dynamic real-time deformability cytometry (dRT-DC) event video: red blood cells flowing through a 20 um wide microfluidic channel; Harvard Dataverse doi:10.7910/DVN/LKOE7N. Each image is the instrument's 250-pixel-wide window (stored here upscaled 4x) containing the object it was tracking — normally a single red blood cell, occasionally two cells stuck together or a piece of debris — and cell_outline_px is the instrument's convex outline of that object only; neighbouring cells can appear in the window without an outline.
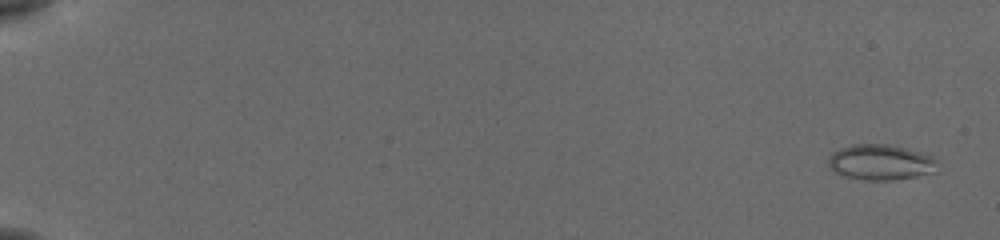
{"species": "common noctule bat (a hibernating species)", "species_latin": "Nyctalus noctula", "temperature_condition": "cold", "stored_images_in_passage": 57, "camera_frame_rate_fps": 3000, "um_per_image_px": 0.085, "animal": {"sex": "female", "body_mass_g": 19.5, "forearm_length_mm": 54.1}, "frame": {"image": 1, "passage_image": 3, "time_ms": 0.667, "image_size_px": [1000, 240], "cell_outline_px": [[936, 160], [932, 172], [916, 176], [892, 180], [864, 180], [844, 176], [836, 172], [828, 164], [828, 160], [840, 148], [852, 144], [888, 144], [920, 152], [932, 156]], "centroid_in_image_um": [74.83, 13.79], "position_along_channel_um": 10.2, "area_um2": 22.08}}
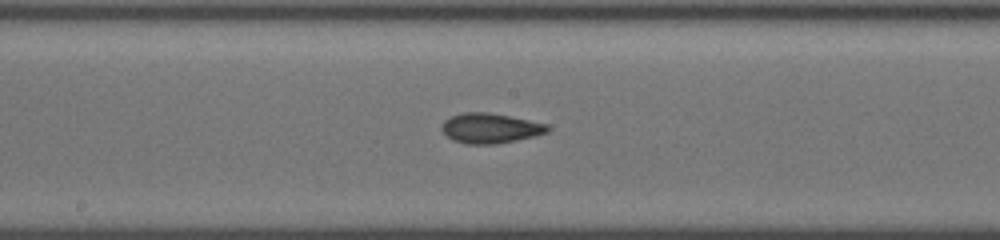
{"frame": {"image": 2, "passage_image": 33, "time_ms": 10.667, "image_size_px": [1000, 240], "cell_outline_px": [[552, 128], [548, 132], [536, 136], [496, 144], [468, 144], [452, 140], [440, 128], [444, 120], [452, 116], [464, 112], [488, 112], [548, 124]], "centroid_in_image_um": [41.69, 10.9], "position_along_channel_um": 206.5, "area_um2": 18.5}}
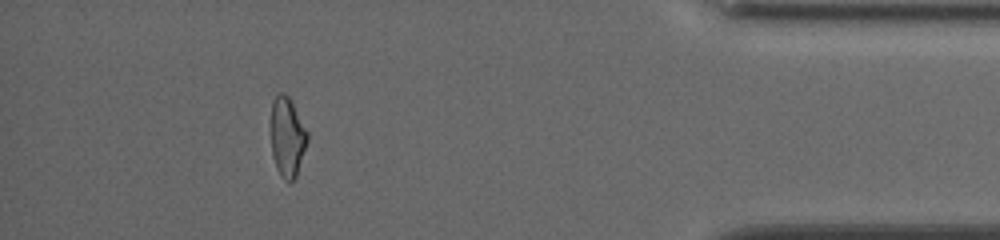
{"frame": {"image": 3, "passage_image": 52, "time_ms": 17.0, "image_size_px": [1000, 240], "cell_outline_px": [[308, 140], [296, 176], [288, 184], [280, 176], [276, 168], [272, 156], [272, 100], [276, 92], [284, 92], [288, 96], [308, 132]], "centroid_in_image_um": [24.41, 11.66], "position_along_channel_um": 410.8, "area_um2": 16.88}, "authors_computed_cell_mechanics": {"area_um2": 18.4382, "velocity_mm_per_s": 3.8538, "shape_relaxation_time_tau1_ms": 7.6593, "shape_relaxation_time_tau2_ms": 3.0926, "deformation_change_tau1": 0.144, "deformation_change_tau2": 0.0885}}